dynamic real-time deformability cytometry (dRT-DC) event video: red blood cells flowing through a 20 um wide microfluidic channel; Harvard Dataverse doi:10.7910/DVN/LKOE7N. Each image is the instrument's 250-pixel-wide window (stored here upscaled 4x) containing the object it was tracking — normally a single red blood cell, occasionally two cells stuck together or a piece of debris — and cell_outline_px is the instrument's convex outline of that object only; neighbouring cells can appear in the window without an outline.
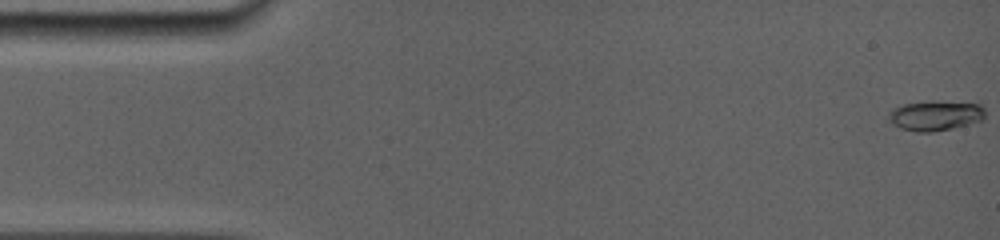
{"species": "common noctule bat (a hibernating species)", "species_latin": "Nyctalus noctula", "temperature_condition": "room temperature", "stored_images_in_passage": 78, "camera_frame_rate_fps": 5000, "um_per_image_px": 0.085, "animal": {"sex": "female", "body_mass_g": 19.0, "forearm_length_mm": 56.7}, "frame": {"image": 1, "passage_image": 1, "time_ms": 0.0, "image_size_px": [1000, 240], "cell_outline_px": [[984, 120], [952, 128], [932, 132], [916, 132], [900, 128], [892, 124], [888, 120], [888, 112], [892, 108], [904, 104], [928, 100], [932, 100], [980, 104], [984, 108]], "centroid_in_image_um": [79.47, 9.81], "position_along_channel_um": 5.5, "area_um2": 17.17}}
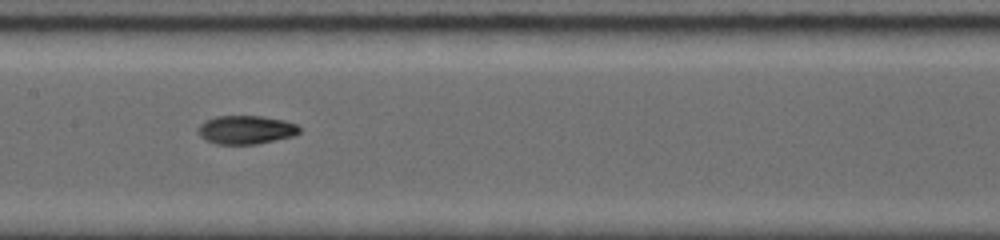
{"frame": {"image": 2, "passage_image": 41, "time_ms": 8.0, "image_size_px": [1000, 240], "cell_outline_px": [[300, 132], [296, 136], [256, 144], [216, 144], [204, 140], [200, 136], [200, 124], [204, 120], [216, 116], [260, 116], [284, 120], [296, 124], [300, 128]], "centroid_in_image_um": [20.93, 11.03], "position_along_channel_um": 186.5, "area_um2": 16.94}}
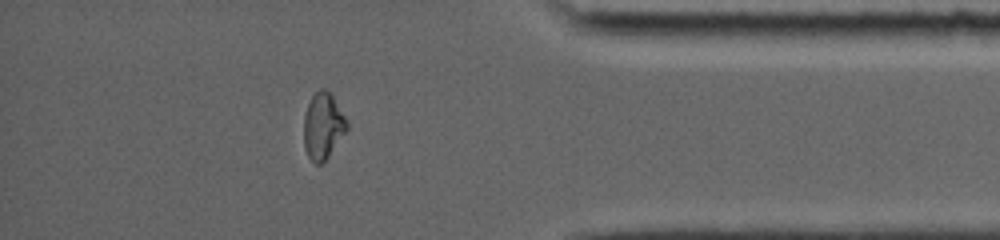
{"frame": {"image": 3, "passage_image": 69, "time_ms": 14.0, "image_size_px": [1000, 240], "cell_outline_px": [[348, 128], [328, 156], [320, 164], [316, 164], [308, 156], [304, 148], [304, 116], [308, 104], [312, 96], [320, 88], [324, 88], [332, 96], [344, 116], [348, 124]], "centroid_in_image_um": [27.43, 10.71], "position_along_channel_um": 407.8, "area_um2": 16.24}, "authors_computed_cell_mechanics": {"area_um2": 16.473, "velocity_mm_per_s": 3.9312, "shape_relaxation_time_tau1_ms": null, "shape_relaxation_time_tau2_ms": 1.7329, "deformation_change_tau1": null, "deformation_change_tau2": 0.031}}